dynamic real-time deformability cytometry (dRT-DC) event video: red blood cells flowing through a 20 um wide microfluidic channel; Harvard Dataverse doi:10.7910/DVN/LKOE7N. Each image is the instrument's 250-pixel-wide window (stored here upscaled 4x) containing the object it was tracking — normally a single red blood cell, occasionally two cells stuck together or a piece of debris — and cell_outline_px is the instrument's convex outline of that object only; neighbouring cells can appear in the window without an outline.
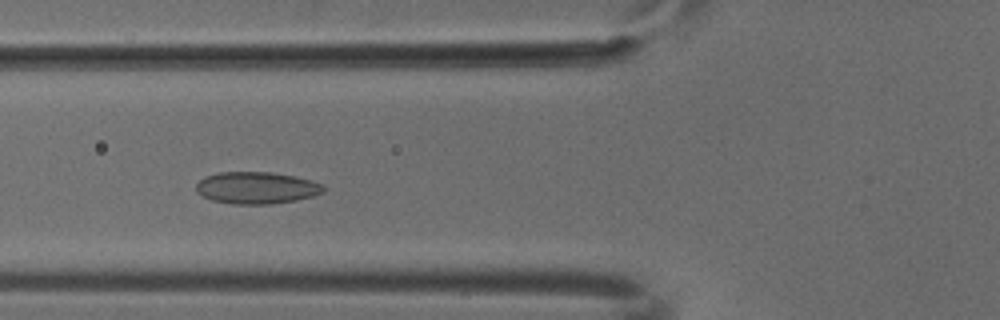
{"species": "common noctule bat (a hibernating species)", "species_latin": "Nyctalus noctula", "temperature_condition": "cold", "stored_images_in_passage": 7, "camera_frame_rate_fps": 3000, "um_per_image_px": 0.085, "animal": {"sex": "male", "body_mass_g": 18.8}, "frame": {"image": 1, "passage_image": 5, "time_ms": 1.333, "image_size_px": [1000, 320], "cell_outline_px": [[324, 192], [312, 196], [296, 200], [272, 204], [232, 204], [212, 200], [196, 192], [196, 184], [204, 176], [220, 172], [272, 172], [312, 180], [324, 184]], "centroid_in_image_um": [21.81, 15.96], "position_along_channel_um": 104.0, "area_um2": 23.76}}
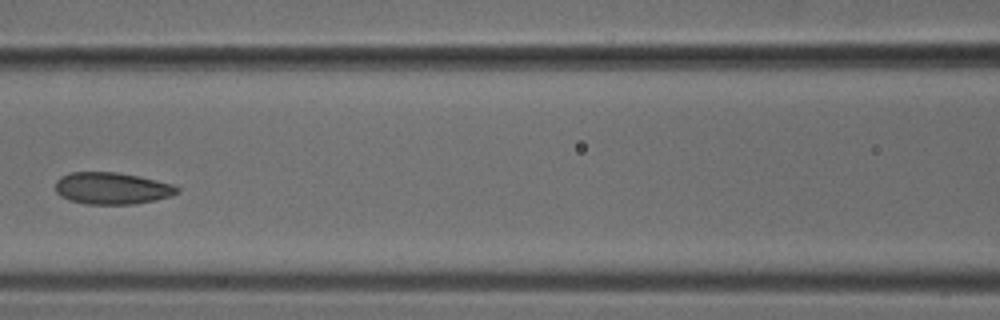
{"frame": {"image": 2, "passage_image": 6, "time_ms": 1.667, "image_size_px": [1000, 320], "cell_outline_px": [[180, 192], [156, 200], [136, 204], [88, 204], [68, 200], [60, 196], [56, 192], [56, 180], [60, 176], [72, 172], [116, 172], [140, 176], [172, 184], [180, 188]], "centroid_in_image_um": [9.51, 16.0], "position_along_channel_um": 157.1, "area_um2": 22.72}}
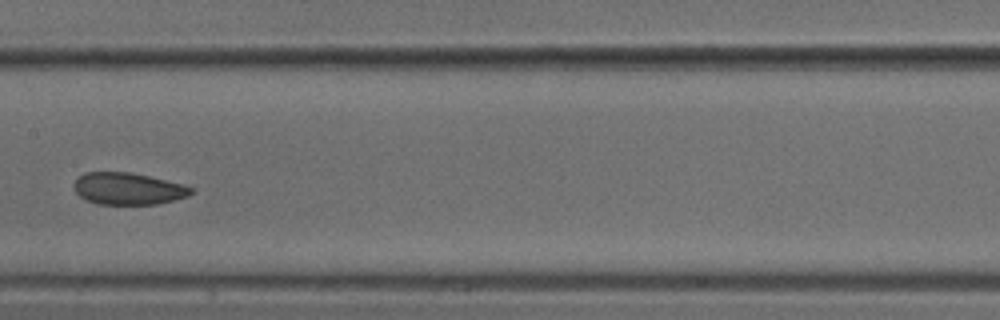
{"frame": {"image": 3, "passage_image": 7, "time_ms": 2.0, "image_size_px": [1000, 320], "cell_outline_px": [[196, 192], [188, 196], [156, 204], [96, 204], [80, 196], [76, 192], [72, 184], [84, 172], [128, 172], [148, 176], [184, 184], [192, 188]], "centroid_in_image_um": [10.89, 16.03], "position_along_channel_um": 196.5, "area_um2": 21.73}}